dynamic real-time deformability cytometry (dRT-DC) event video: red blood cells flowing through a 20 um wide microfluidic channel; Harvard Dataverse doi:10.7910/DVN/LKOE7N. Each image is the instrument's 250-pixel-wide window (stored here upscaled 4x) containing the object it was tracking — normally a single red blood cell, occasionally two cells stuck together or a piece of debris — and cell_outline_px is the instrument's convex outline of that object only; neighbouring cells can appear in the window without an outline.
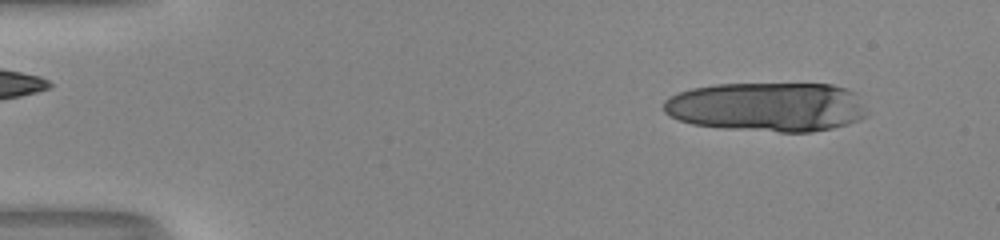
{"species": "human", "species_latin": "Homo sapiens", "temperature_condition": "room temperature", "stored_images_in_passage": 15, "camera_frame_rate_fps": 3000, "um_per_image_px": 0.085, "donor": {"sex": "male"}, "frame": {"image": 1, "passage_image": 3, "time_ms": 0.667, "image_size_px": [1000, 240], "cell_outline_px": [[872, 112], [860, 120], [848, 124], [832, 128], [812, 132], [780, 132], [724, 128], [692, 124], [668, 116], [664, 112], [664, 100], [668, 96], [692, 88], [716, 84], [832, 84], [856, 92]], "centroid_in_image_um": [65.28, 9.09], "position_along_channel_um": 19.7, "area_um2": 59.19}}